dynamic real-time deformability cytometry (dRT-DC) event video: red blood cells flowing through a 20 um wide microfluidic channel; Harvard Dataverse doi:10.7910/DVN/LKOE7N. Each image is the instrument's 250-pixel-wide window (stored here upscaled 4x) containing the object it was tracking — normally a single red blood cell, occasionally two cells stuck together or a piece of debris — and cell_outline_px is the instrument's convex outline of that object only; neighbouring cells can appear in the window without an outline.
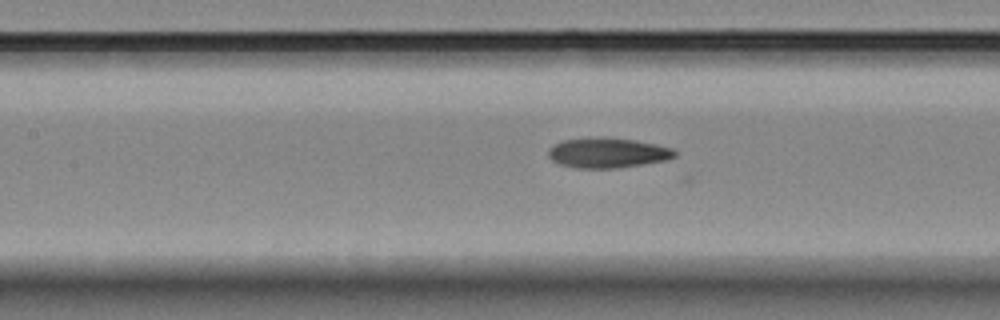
{"species": "Egyptian fruit bat (a non-hibernating species)", "species_latin": "Rousettus aegyptiacus", "temperature_condition": "room temperature", "stored_images_in_passage": 29, "camera_frame_rate_fps": 3000, "um_per_image_px": 0.085, "animal": {"sex": "female"}, "frame": {"image": 1, "passage_image": 10, "time_ms": 3.0, "image_size_px": [1000, 320], "cell_outline_px": [[676, 156], [664, 160], [640, 164], [612, 168], [576, 168], [560, 164], [552, 160], [548, 156], [548, 148], [552, 144], [560, 140], [588, 136], [604, 136], [636, 140], [656, 144], [672, 148], [676, 152]], "centroid_in_image_um": [51.56, 12.95], "position_along_channel_um": 155.8, "area_um2": 22.48}}
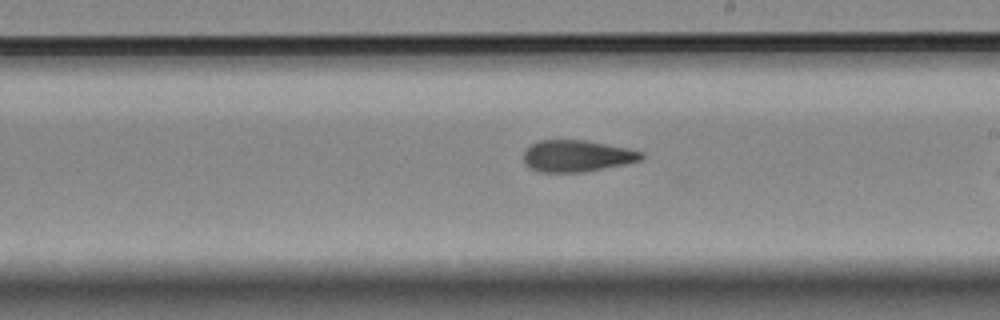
{"frame": {"image": 2, "passage_image": 17, "time_ms": 5.333, "image_size_px": [1000, 320], "cell_outline_px": [[644, 160], [584, 172], [540, 172], [528, 168], [524, 164], [524, 152], [532, 144], [540, 140], [584, 140], [628, 148], [644, 152]], "centroid_in_image_um": [49.05, 13.26], "position_along_channel_um": 239.9, "area_um2": 21.79}}
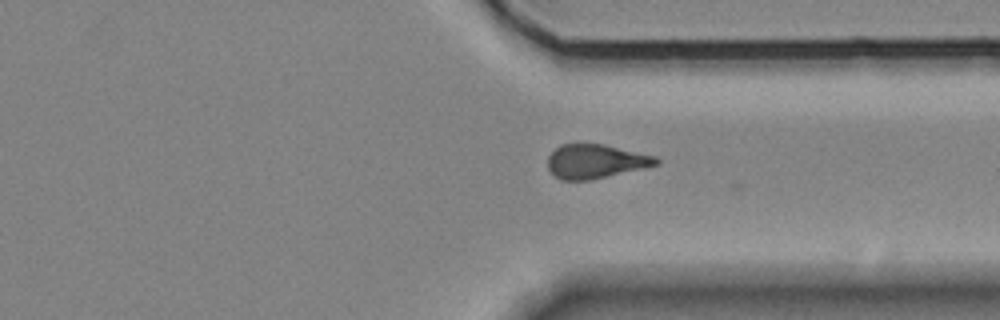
{"frame": {"image": 3, "passage_image": 27, "time_ms": 8.667, "image_size_px": [1000, 320], "cell_outline_px": [[660, 164], [588, 180], [560, 180], [548, 168], [548, 156], [560, 144], [604, 144], [656, 156], [660, 160]], "centroid_in_image_um": [50.62, 13.7], "position_along_channel_um": 360.8, "area_um2": 21.27}}